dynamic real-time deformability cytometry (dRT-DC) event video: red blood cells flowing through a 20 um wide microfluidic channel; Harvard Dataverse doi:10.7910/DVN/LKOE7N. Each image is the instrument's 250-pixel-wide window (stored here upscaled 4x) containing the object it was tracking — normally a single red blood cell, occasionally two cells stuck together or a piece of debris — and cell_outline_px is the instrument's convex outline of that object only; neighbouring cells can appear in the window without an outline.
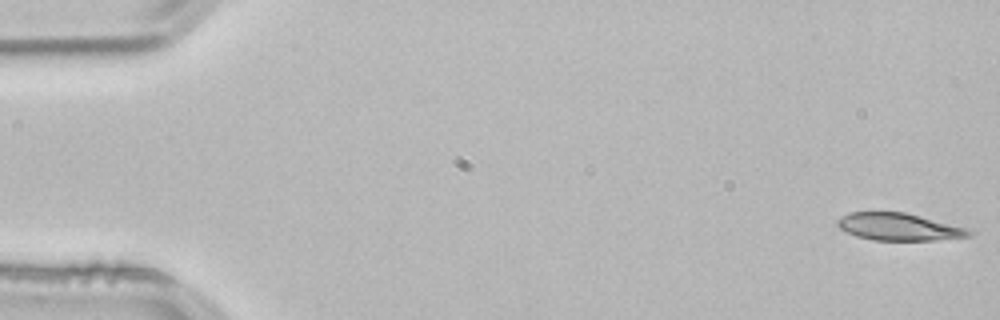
{"species": "common noctule bat (a hibernating species)", "species_latin": "Nyctalus noctula", "temperature_condition": "room temperature", "stored_images_in_passage": 12, "camera_frame_rate_fps": 3000, "um_per_image_px": 0.085, "animal": {"sex": "male", "body_mass_g": 21.5, "forearm_length_mm": 52.0}, "frame": {"image": 1, "passage_image": 1, "time_ms": 0.0, "image_size_px": [1000, 320], "cell_outline_px": [[972, 236], [932, 240], [872, 240], [856, 236], [840, 228], [836, 224], [836, 220], [840, 216], [848, 212], [904, 212], [968, 228], [972, 232]], "centroid_in_image_um": [76.37, 19.28], "position_along_channel_um": 8.6, "area_um2": 20.87}}